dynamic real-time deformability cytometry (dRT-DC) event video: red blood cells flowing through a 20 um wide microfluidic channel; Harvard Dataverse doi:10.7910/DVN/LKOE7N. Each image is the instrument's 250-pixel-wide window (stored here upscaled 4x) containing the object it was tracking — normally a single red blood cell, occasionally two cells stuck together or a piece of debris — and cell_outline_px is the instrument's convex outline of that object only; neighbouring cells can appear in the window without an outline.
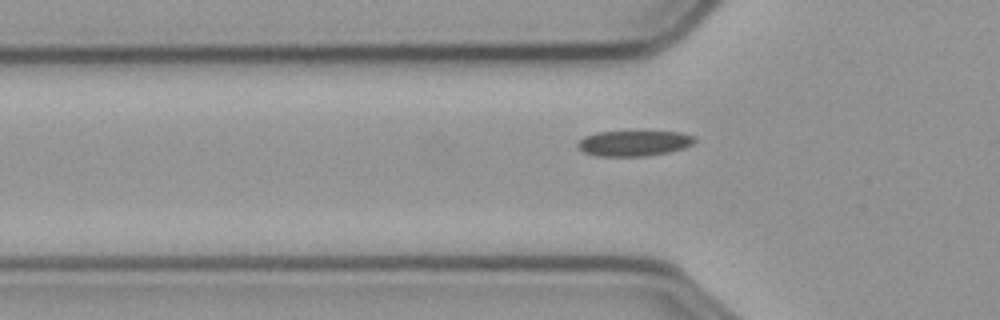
{"species": "common noctule bat (a hibernating species)", "species_latin": "Nyctalus noctula", "temperature_condition": "cold", "stored_images_in_passage": 42, "camera_frame_rate_fps": 3000, "um_per_image_px": 0.085, "animal": {"sex": "male", "body_mass_g": 23.1, "forearm_length_mm": 52.7}, "frame": {"image": 1, "passage_image": 7, "time_ms": 2.0, "image_size_px": [1000, 320], "cell_outline_px": [[696, 140], [692, 144], [684, 148], [668, 152], [644, 156], [596, 156], [584, 152], [576, 144], [584, 136], [596, 132], [680, 132], [692, 136]], "centroid_in_image_um": [53.86, 12.18], "position_along_channel_um": 71.9, "area_um2": 17.17}}
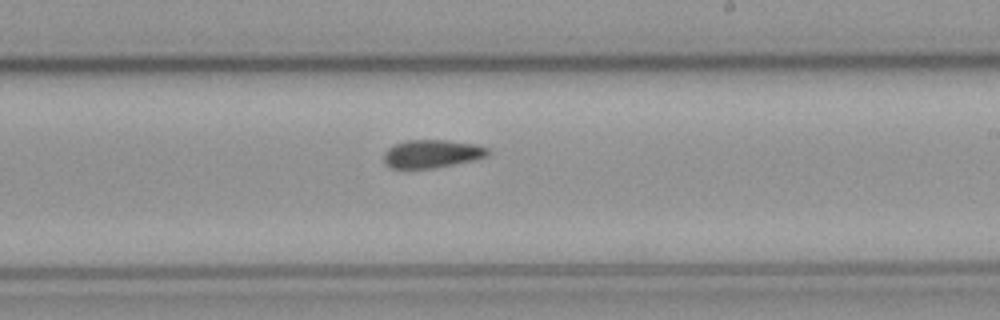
{"frame": {"image": 2, "passage_image": 22, "time_ms": 7.0, "image_size_px": [1000, 320], "cell_outline_px": [[492, 152], [488, 156], [472, 160], [432, 168], [392, 168], [384, 164], [384, 152], [388, 148], [396, 144], [408, 140], [448, 140], [476, 144], [488, 148]], "centroid_in_image_um": [36.73, 13.06], "position_along_channel_um": 252.3, "area_um2": 16.99}}
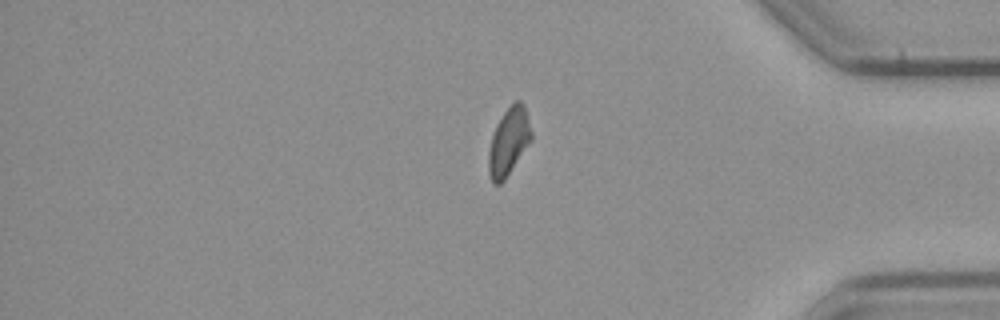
{"frame": {"image": 3, "passage_image": 36, "time_ms": 11.667, "image_size_px": [1000, 320], "cell_outline_px": [[532, 140], [504, 180], [500, 184], [492, 184], [488, 172], [488, 152], [492, 136], [496, 124], [504, 112], [516, 100], [520, 100], [524, 104], [532, 132]], "centroid_in_image_um": [43.23, 12.05], "position_along_channel_um": 392.0, "area_um2": 16.82}, "authors_computed_cell_mechanics": {"area_um2": 17.0221, "velocity_mm_per_s": 3.5904, "shape_relaxation_time_tau1_ms": null, "shape_relaxation_time_tau2_ms": 11.3619, "deformation_change_tau1": null, "deformation_change_tau2": 0.1339}}